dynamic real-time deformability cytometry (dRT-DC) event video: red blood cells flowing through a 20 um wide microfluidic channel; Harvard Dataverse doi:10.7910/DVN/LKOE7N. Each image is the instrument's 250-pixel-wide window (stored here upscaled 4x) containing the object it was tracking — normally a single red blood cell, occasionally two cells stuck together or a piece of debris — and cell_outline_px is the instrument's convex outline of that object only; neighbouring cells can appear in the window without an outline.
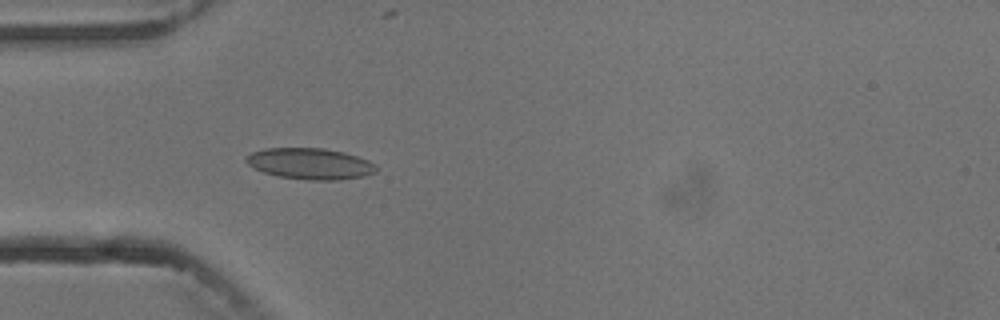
{"species": "common noctule bat (a hibernating species)", "species_latin": "Nyctalus noctula", "temperature_condition": "cold", "stored_images_in_passage": 5, "camera_frame_rate_fps": 3000, "um_per_image_px": 0.085, "animal": {"sex": "male", "body_mass_g": 13.3}, "frame": {"image": 1, "passage_image": 5, "time_ms": 4.667, "image_size_px": [1000, 320], "cell_outline_px": [[376, 172], [364, 176], [340, 180], [308, 180], [280, 176], [264, 172], [248, 164], [244, 160], [252, 152], [264, 148], [324, 148], [344, 152], [368, 160], [376, 164]], "centroid_in_image_um": [26.39, 13.91], "position_along_channel_um": 58.6, "area_um2": 23.52}}